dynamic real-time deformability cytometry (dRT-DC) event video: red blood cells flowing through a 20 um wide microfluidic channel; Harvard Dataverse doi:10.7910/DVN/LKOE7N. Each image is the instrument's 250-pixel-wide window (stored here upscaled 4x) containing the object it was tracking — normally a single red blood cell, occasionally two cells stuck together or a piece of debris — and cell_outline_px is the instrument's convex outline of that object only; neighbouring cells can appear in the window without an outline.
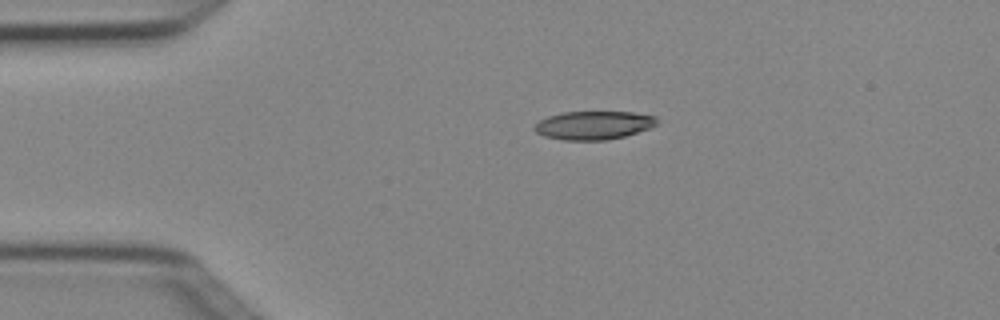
{"species": "Egyptian fruit bat (a non-hibernating species)", "species_latin": "Rousettus aegyptiacus", "temperature_condition": "cold", "stored_images_in_passage": 1, "camera_frame_rate_fps": 3000, "um_per_image_px": 0.085, "animal": {"sex": "female"}, "frame": {"image": 1, "passage_image": 1, "time_ms": 0.0, "image_size_px": [1000, 320], "cell_outline_px": [[656, 124], [648, 128], [624, 136], [604, 140], [564, 140], [544, 136], [536, 132], [532, 128], [540, 120], [548, 116], [564, 112], [632, 112], [656, 116]], "centroid_in_image_um": [50.42, 10.64], "position_along_channel_um": 34.6, "area_um2": 20.06}}